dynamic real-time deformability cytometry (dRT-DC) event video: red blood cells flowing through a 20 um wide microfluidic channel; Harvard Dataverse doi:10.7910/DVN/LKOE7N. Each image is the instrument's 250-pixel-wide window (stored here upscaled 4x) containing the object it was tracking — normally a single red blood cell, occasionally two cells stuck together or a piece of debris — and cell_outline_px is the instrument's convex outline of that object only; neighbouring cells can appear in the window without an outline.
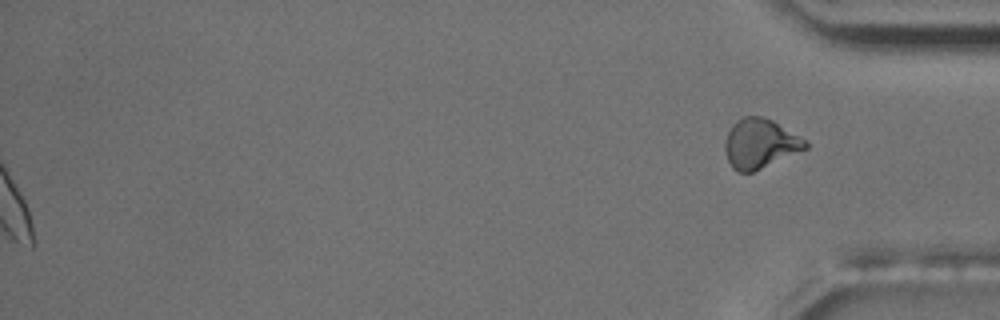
{"species": "common noctule bat (a hibernating species)", "species_latin": "Nyctalus noctula", "temperature_condition": "room temperature", "stored_images_in_passage": 56, "segment_of_instrument_passage": [2, 2], "camera_frame_rate_fps": 3000, "um_per_image_px": 0.085, "animal": {"sex": "male", "body_mass_g": 17.5, "forearm_length_mm": 52.3}, "frame": {"image": 1, "passage_image": 56, "time_ms": 18.333, "image_size_px": [1000, 320], "cell_outline_px": [[808, 148], [752, 172], [740, 172], [732, 168], [728, 160], [724, 148], [724, 144], [728, 132], [732, 124], [736, 120], [744, 116], [764, 116], [772, 120], [808, 140]], "centroid_in_image_um": [64.61, 12.19], "position_along_channel_um": 370.6, "area_um2": 23.24}}